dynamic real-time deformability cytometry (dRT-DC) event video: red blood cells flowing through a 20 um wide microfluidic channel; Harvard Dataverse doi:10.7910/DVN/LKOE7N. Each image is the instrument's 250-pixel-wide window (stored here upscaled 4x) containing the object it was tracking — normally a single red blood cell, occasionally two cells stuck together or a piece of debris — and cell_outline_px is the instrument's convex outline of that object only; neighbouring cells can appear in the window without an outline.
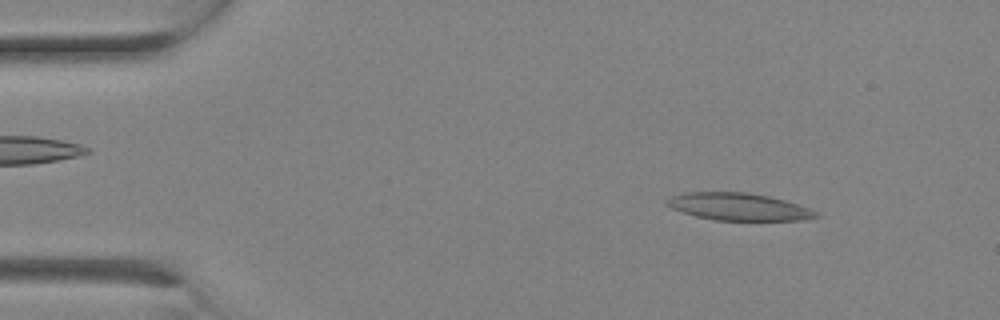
{"species": "Egyptian fruit bat (a non-hibernating species)", "species_latin": "Rousettus aegyptiacus", "temperature_condition": "room temperature", "stored_images_in_passage": 2, "camera_frame_rate_fps": 3000, "um_per_image_px": 0.085, "animal": {"sex": "female"}, "frame": {"image": 1, "passage_image": 1, "time_ms": 0.0, "image_size_px": [1000, 320], "cell_outline_px": [[820, 216], [804, 220], [712, 220], [696, 216], [672, 208], [664, 204], [664, 200], [672, 196], [684, 192], [748, 192], [768, 196], [784, 200], [808, 208], [816, 212]], "centroid_in_image_um": [62.74, 17.57], "position_along_channel_um": 22.3, "area_um2": 23.64}}
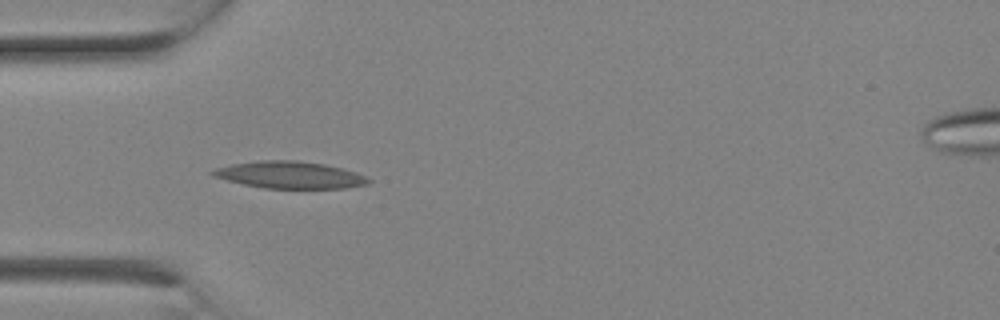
{"frame": {"image": 2, "passage_image": 2, "time_ms": 0.333, "image_size_px": [1000, 320], "cell_outline_px": [[372, 180], [368, 184], [344, 188], [264, 188], [244, 184], [212, 176], [208, 172], [216, 168], [232, 164], [256, 160], [296, 160], [324, 164], [356, 172]], "centroid_in_image_um": [24.61, 14.86], "position_along_channel_um": 60.4, "area_um2": 24.39}}